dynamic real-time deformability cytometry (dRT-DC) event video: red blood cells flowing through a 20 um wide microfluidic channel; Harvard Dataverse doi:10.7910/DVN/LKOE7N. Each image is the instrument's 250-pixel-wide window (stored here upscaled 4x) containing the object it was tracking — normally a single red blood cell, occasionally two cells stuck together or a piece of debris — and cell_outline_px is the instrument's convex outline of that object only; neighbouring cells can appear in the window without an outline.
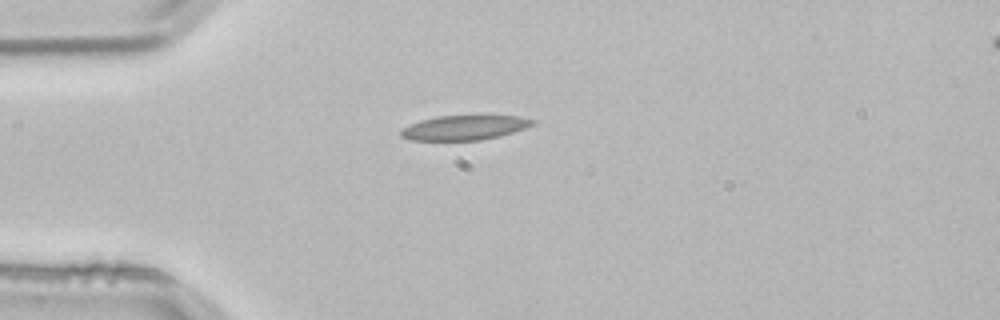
{"species": "common noctule bat (a hibernating species)", "species_latin": "Nyctalus noctula", "temperature_condition": "room temperature", "stored_images_in_passage": 1, "camera_frame_rate_fps": 3000, "um_per_image_px": 0.085, "animal": {"sex": "male", "body_mass_g": 21.5, "forearm_length_mm": 52.0}, "frame": {"image": 1, "passage_image": 1, "time_ms": 0.0, "image_size_px": [1000, 320], "cell_outline_px": [[536, 124], [500, 136], [480, 140], [412, 140], [400, 136], [400, 128], [420, 120], [436, 116], [520, 116], [536, 120]], "centroid_in_image_um": [39.46, 10.84], "position_along_channel_um": 45.5, "area_um2": 18.9}}